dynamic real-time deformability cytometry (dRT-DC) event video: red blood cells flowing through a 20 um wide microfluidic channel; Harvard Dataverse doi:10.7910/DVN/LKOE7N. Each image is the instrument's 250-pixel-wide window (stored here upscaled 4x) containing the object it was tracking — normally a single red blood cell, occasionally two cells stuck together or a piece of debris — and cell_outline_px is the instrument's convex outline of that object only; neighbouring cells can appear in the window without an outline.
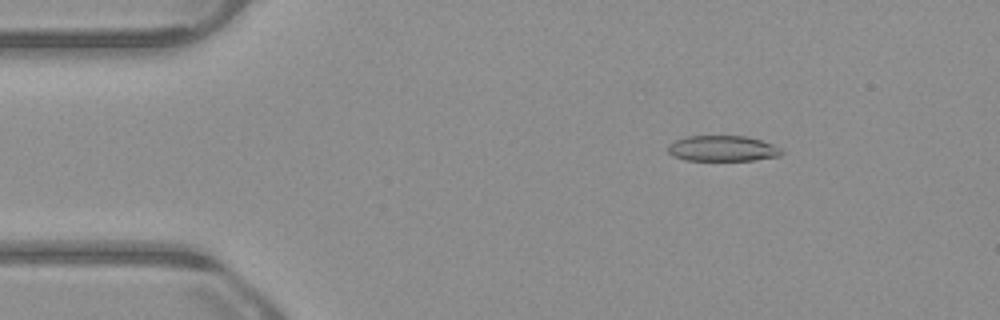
{"species": "common noctule bat (a hibernating species)", "species_latin": "Nyctalus noctula", "temperature_condition": "warm", "stored_images_in_passage": 53, "camera_frame_rate_fps": 3000, "um_per_image_px": 0.085, "animal": {"sex": "male", "body_mass_g": 23.1, "forearm_length_mm": 52.7}, "frame": {"image": 1, "passage_image": 8, "time_ms": 2.333, "image_size_px": [1000, 320], "cell_outline_px": [[784, 152], [780, 156], [752, 160], [684, 160], [672, 156], [668, 152], [668, 144], [684, 136], [748, 136], [772, 144], [780, 148]], "centroid_in_image_um": [61.4, 12.62], "position_along_channel_um": 23.6, "area_um2": 17.05}}
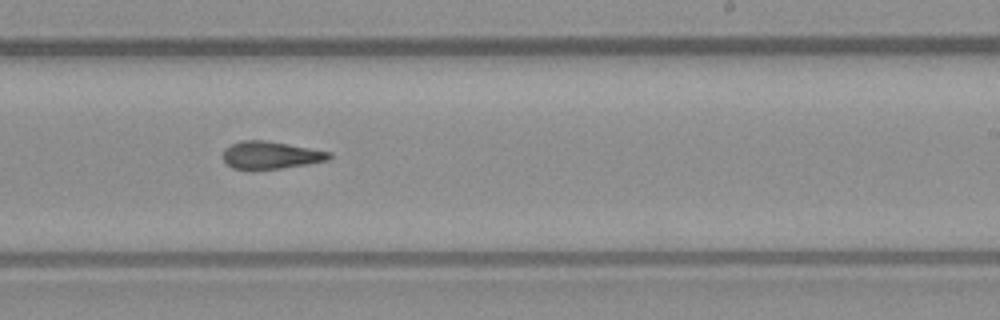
{"frame": {"image": 2, "passage_image": 32, "time_ms": 10.333, "image_size_px": [1000, 320], "cell_outline_px": [[332, 156], [328, 160], [308, 164], [252, 172], [248, 172], [232, 168], [224, 160], [224, 148], [232, 144], [244, 140], [264, 140], [288, 144], [332, 152]], "centroid_in_image_um": [22.99, 13.22], "position_along_channel_um": 266.0, "area_um2": 17.4}}
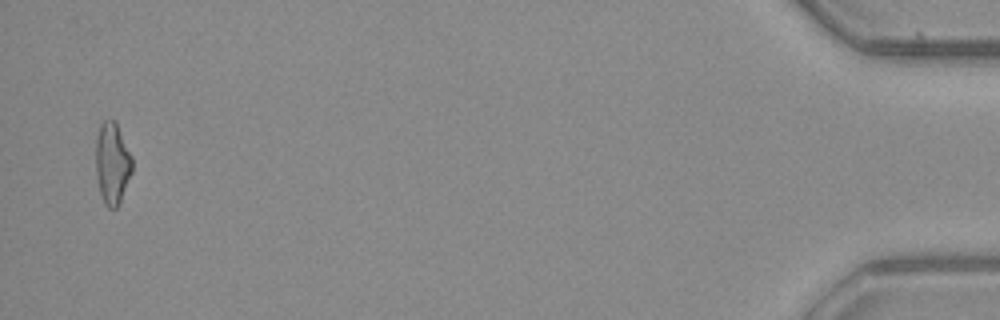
{"frame": {"image": 3, "passage_image": 52, "time_ms": 17.0, "image_size_px": [1000, 320], "cell_outline_px": [[132, 172], [120, 204], [116, 208], [108, 208], [104, 204], [100, 192], [96, 176], [96, 136], [100, 124], [104, 120], [112, 120], [116, 124], [132, 156]], "centroid_in_image_um": [9.54, 13.92], "position_along_channel_um": 425.7, "area_um2": 17.34}, "authors_computed_cell_mechanics": {"area_um2": 17.4556, "velocity_mm_per_s": 3.8797, "shape_relaxation_time_tau1_ms": null, "shape_relaxation_time_tau2_ms": 4.7692, "deformation_change_tau1": null, "deformation_change_tau2": 0.1577}}